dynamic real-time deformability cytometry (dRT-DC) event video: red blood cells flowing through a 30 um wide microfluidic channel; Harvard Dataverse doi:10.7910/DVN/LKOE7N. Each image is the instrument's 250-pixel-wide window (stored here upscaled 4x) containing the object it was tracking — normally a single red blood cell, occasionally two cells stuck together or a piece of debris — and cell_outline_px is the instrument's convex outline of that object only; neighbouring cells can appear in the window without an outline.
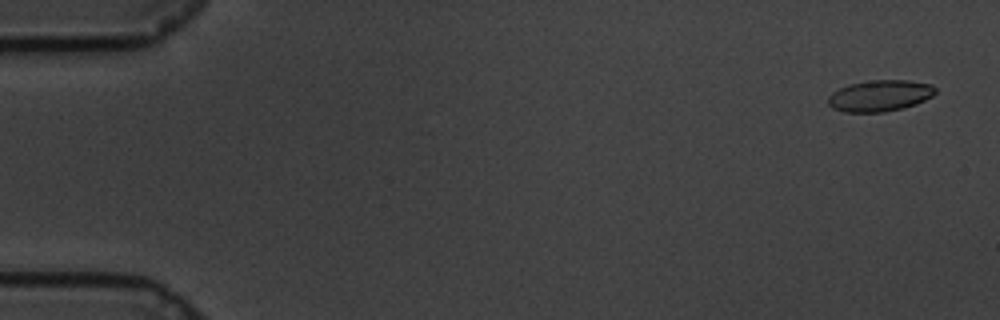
{"species": "common noctule bat (a hibernating species)", "species_latin": "Nyctalus noctula", "temperature_condition": "cold", "stored_images_in_passage": 59, "camera_frame_rate_fps": 3000, "um_per_image_px": 0.085, "animal": {"sex": "male", "body_mass_g": 19.5, "forearm_length_mm": 54.6}, "frame": {"image": 1, "passage_image": 1, "time_ms": 0.0, "image_size_px": [1000, 320], "cell_outline_px": [[936, 92], [932, 96], [916, 104], [884, 112], [844, 112], [832, 108], [828, 104], [828, 96], [832, 92], [840, 88], [852, 84], [872, 80], [908, 80], [932, 84], [936, 88]], "centroid_in_image_um": [74.79, 8.13], "position_along_channel_um": 10.2, "area_um2": 19.48}}
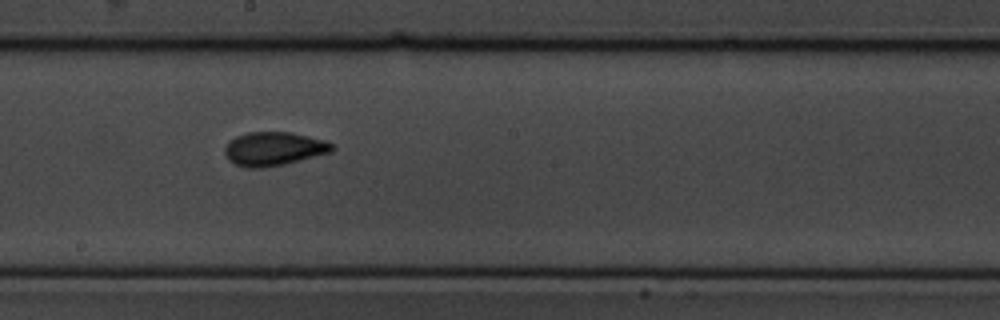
{"frame": {"image": 2, "passage_image": 32, "time_ms": 10.333, "image_size_px": [1000, 320], "cell_outline_px": [[336, 148], [332, 152], [284, 164], [264, 168], [248, 168], [236, 164], [228, 160], [224, 152], [224, 148], [236, 136], [248, 132], [288, 132], [324, 140], [332, 144]], "centroid_in_image_um": [23.27, 12.66], "position_along_channel_um": 224.9, "area_um2": 20.92}}
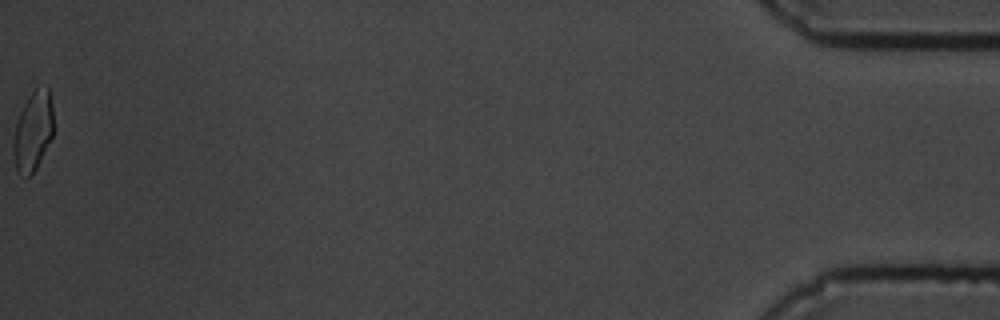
{"frame": {"image": 3, "passage_image": 59, "time_ms": 19.333, "image_size_px": [1000, 320], "cell_outline_px": [[52, 136], [36, 168], [28, 176], [16, 172], [12, 152], [12, 144], [16, 120], [28, 96], [36, 88], [48, 88], [52, 104]], "centroid_in_image_um": [2.76, 11.16], "position_along_channel_um": 432.4, "area_um2": 18.38}, "authors_computed_cell_mechanics": {"area_um2": 19.7676, "velocity_mm_per_s": 3.3698, "shape_relaxation_time_tau1_ms": 4.3722, "shape_relaxation_time_tau2_ms": 1.8285, "deformation_change_tau1": 0.1136, "deformation_change_tau2": 0.0664}}